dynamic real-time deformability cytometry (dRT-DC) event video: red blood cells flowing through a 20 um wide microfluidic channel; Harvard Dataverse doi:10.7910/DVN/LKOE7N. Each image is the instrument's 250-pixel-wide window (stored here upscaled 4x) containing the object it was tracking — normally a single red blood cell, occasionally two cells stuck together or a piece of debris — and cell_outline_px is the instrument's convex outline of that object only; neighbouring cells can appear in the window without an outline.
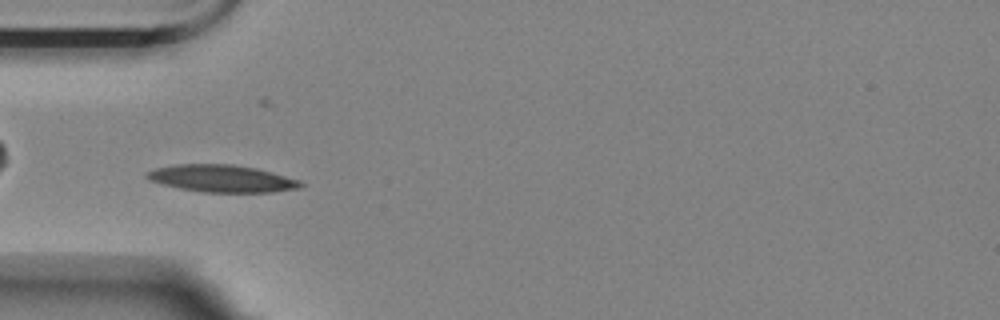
{"species": "Egyptian fruit bat (a non-hibernating species)", "species_latin": "Rousettus aegyptiacus", "temperature_condition": "room temperature", "stored_images_in_passage": 41, "camera_frame_rate_fps": 3000, "um_per_image_px": 0.085, "animal": {"sex": "female"}, "frame": {"image": 1, "passage_image": 1, "time_ms": 0.0, "image_size_px": [1000, 320], "cell_outline_px": [[304, 184], [300, 188], [272, 192], [204, 192], [180, 188], [148, 180], [144, 176], [144, 172], [156, 168], [176, 164], [232, 164], [256, 168], [300, 180]], "centroid_in_image_um": [18.84, 15.17], "position_along_channel_um": 66.2, "area_um2": 24.33}}
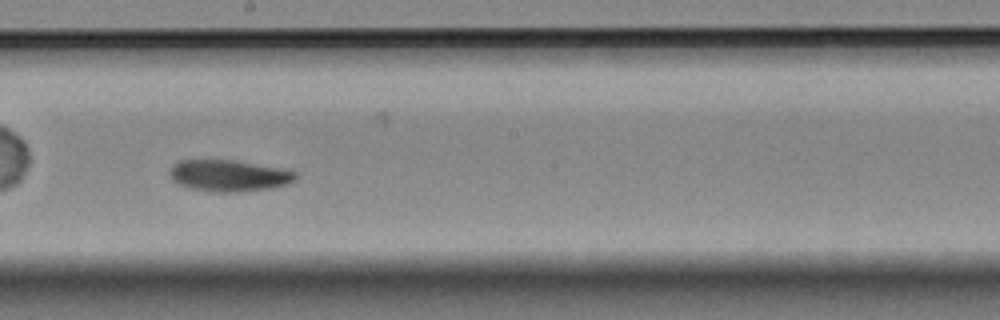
{"frame": {"image": 2, "passage_image": 15, "time_ms": 4.667, "image_size_px": [1000, 320], "cell_outline_px": [[296, 180], [288, 184], [272, 188], [236, 192], [216, 192], [192, 188], [176, 184], [168, 176], [168, 172], [172, 164], [180, 160], [232, 160], [288, 168], [296, 172]], "centroid_in_image_um": [19.46, 14.92], "position_along_channel_um": 228.7, "area_um2": 23.52}}
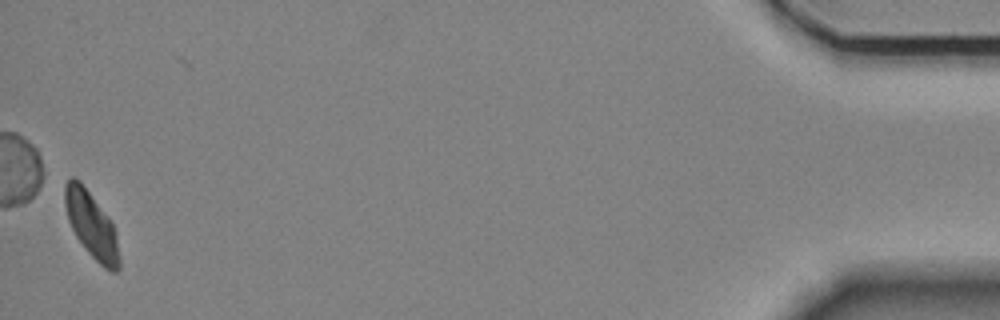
{"frame": {"image": 3, "passage_image": 40, "time_ms": 13.0, "image_size_px": [1000, 320], "cell_outline_px": [[120, 268], [116, 272], [112, 272], [104, 268], [84, 248], [76, 236], [68, 220], [64, 204], [64, 184], [72, 176], [80, 180], [112, 224], [116, 236], [120, 256]], "centroid_in_image_um": [7.76, 19.14], "position_along_channel_um": 427.4, "area_um2": 20.69}, "authors_computed_cell_mechanics": {"area_um2": 22.8888, "velocity_mm_per_s": 3.4811, "shape_relaxation_time_tau1_ms": 8.9711, "shape_relaxation_time_tau2_ms": null, "deformation_change_tau1": 0.19, "deformation_change_tau2": null}}